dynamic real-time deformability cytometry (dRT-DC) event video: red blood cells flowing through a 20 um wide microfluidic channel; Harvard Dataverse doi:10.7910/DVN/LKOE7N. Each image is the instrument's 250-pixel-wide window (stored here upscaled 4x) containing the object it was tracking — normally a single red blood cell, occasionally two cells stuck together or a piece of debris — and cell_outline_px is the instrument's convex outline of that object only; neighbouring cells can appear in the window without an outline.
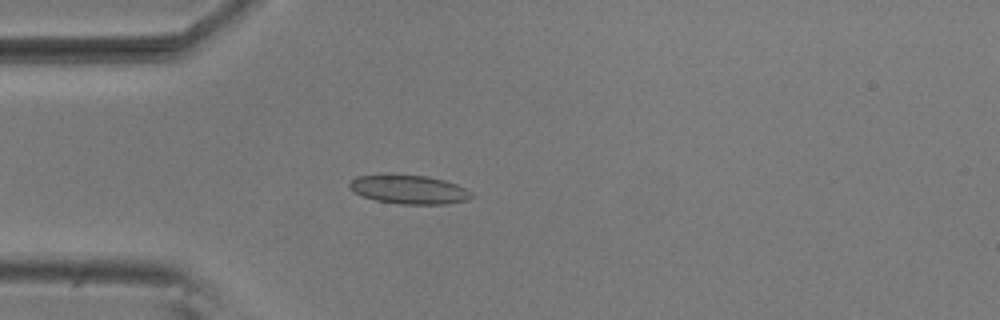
{"species": "common noctule bat (a hibernating species)", "species_latin": "Nyctalus noctula", "temperature_condition": "room temperature", "stored_images_in_passage": 6, "camera_frame_rate_fps": 3000, "um_per_image_px": 0.085, "animal": {"sex": "male", "body_mass_g": 20.5, "forearm_length_mm": 52.5}, "frame": {"image": 1, "passage_image": 5, "time_ms": 1.333, "image_size_px": [1000, 320], "cell_outline_px": [[472, 196], [468, 200], [444, 204], [400, 204], [376, 200], [360, 196], [348, 188], [348, 184], [356, 176], [392, 172], [428, 176], [444, 180], [456, 184], [472, 192]], "centroid_in_image_um": [34.69, 16.07], "position_along_channel_um": 50.3, "area_um2": 21.15}}